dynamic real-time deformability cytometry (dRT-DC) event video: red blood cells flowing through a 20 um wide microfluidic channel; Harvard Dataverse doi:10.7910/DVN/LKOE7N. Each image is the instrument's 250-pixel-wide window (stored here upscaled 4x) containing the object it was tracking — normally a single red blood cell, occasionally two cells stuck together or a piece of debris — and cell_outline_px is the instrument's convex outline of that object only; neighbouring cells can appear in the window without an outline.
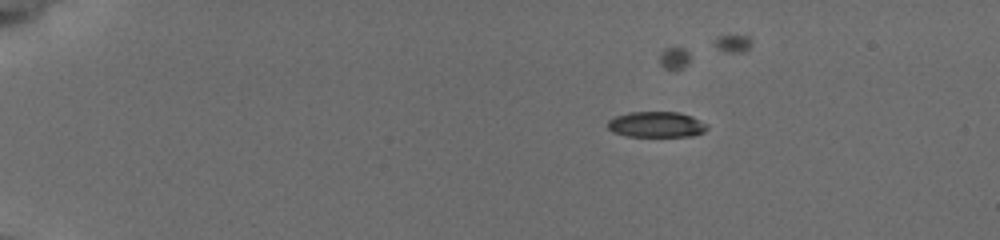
{"species": "common noctule bat (a hibernating species)", "species_latin": "Nyctalus noctula", "temperature_condition": "cold", "stored_images_in_passage": 37, "camera_frame_rate_fps": 3000, "um_per_image_px": 0.085, "animal": {"sex": "female", "body_mass_g": 19.5, "forearm_length_mm": 54.1}, "frame": {"image": 1, "passage_image": 1, "time_ms": 0.0, "image_size_px": [1000, 240], "cell_outline_px": [[708, 128], [704, 132], [692, 136], [628, 136], [612, 132], [608, 128], [608, 120], [616, 116], [628, 112], [680, 112], [692, 116], [708, 124]], "centroid_in_image_um": [55.81, 10.58], "position_along_channel_um": 29.2, "area_um2": 14.97}}
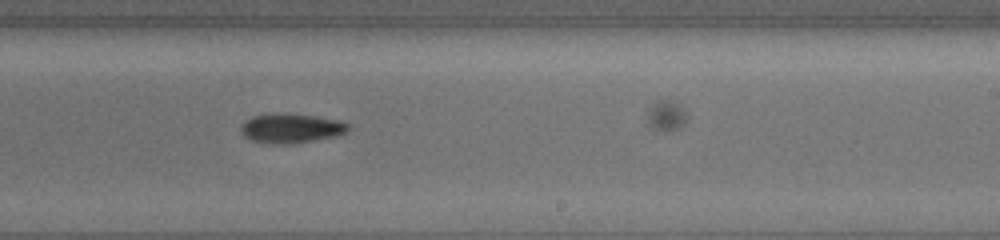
{"frame": {"image": 2, "passage_image": 27, "time_ms": 8.667, "image_size_px": [1000, 240], "cell_outline_px": [[348, 132], [336, 136], [292, 144], [272, 144], [252, 140], [244, 136], [240, 128], [244, 120], [252, 116], [312, 116], [340, 120], [348, 124]], "centroid_in_image_um": [24.76, 10.96], "position_along_channel_um": 264.2, "area_um2": 17.63}}